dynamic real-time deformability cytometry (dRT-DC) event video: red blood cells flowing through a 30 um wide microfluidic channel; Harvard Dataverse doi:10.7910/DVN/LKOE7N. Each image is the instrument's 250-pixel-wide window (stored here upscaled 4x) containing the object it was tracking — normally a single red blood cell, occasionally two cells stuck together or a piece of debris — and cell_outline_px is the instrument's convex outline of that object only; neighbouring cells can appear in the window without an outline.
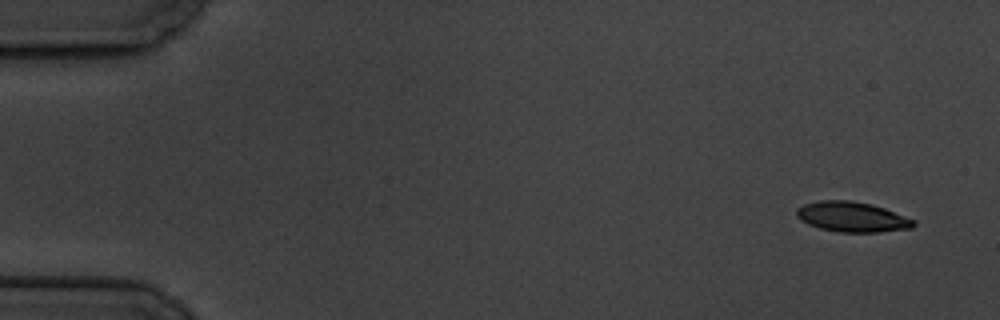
{"species": "common noctule bat (a hibernating species)", "species_latin": "Nyctalus noctula", "temperature_condition": "cold", "stored_images_in_passage": 5, "camera_frame_rate_fps": 3000, "um_per_image_px": 0.085, "animal": {"sex": "male", "body_mass_g": 19.5, "forearm_length_mm": 54.6}, "frame": {"image": 1, "passage_image": 1, "time_ms": 0.0, "image_size_px": [1000, 320], "cell_outline_px": [[916, 224], [912, 228], [880, 232], [840, 232], [820, 228], [808, 224], [800, 220], [796, 216], [796, 208], [804, 204], [820, 200], [852, 200], [872, 204], [884, 208], [916, 220]], "centroid_in_image_um": [72.43, 18.43], "position_along_channel_um": 12.6, "area_um2": 20.69}}
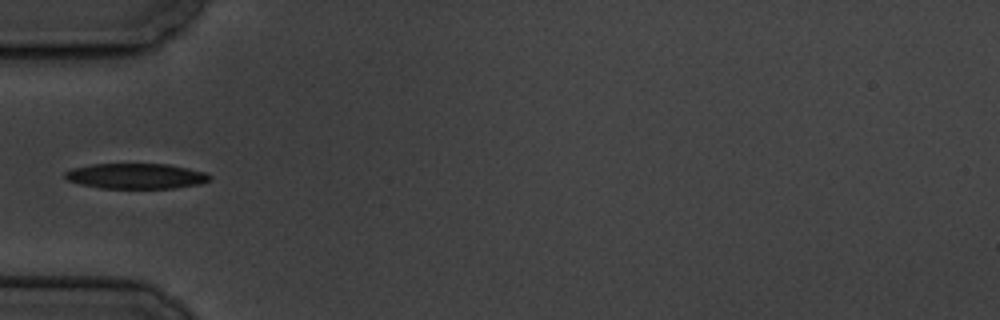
{"frame": {"image": 2, "passage_image": 5, "time_ms": 5.333, "image_size_px": [1000, 320], "cell_outline_px": [[212, 180], [200, 184], [176, 188], [100, 188], [80, 184], [68, 180], [64, 176], [64, 172], [72, 168], [92, 164], [168, 164], [188, 168], [204, 172], [212, 176]], "centroid_in_image_um": [11.58, 14.97], "position_along_channel_um": 73.4, "area_um2": 21.5}}